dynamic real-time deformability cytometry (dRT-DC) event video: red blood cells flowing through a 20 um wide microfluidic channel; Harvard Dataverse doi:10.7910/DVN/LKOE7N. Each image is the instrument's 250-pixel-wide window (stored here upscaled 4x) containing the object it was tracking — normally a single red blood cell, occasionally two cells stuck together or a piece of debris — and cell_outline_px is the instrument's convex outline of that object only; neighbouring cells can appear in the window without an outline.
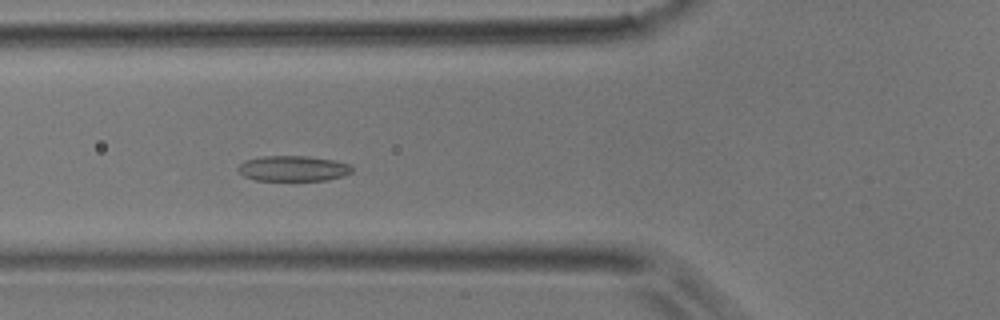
{"species": "common noctule bat (a hibernating species)", "species_latin": "Nyctalus noctula", "temperature_condition": "room temperature", "stored_images_in_passage": 47, "camera_frame_rate_fps": 3000, "um_per_image_px": 0.085, "animal": {"sex": "male", "body_mass_g": 17.9}, "frame": {"image": 1, "passage_image": 17, "time_ms": 5.333, "image_size_px": [1000, 320], "cell_outline_px": [[352, 172], [328, 180], [256, 180], [244, 176], [236, 168], [244, 160], [264, 156], [308, 156], [332, 160], [348, 164], [352, 168]], "centroid_in_image_um": [24.87, 14.31], "position_along_channel_um": 100.9, "area_um2": 16.7}}
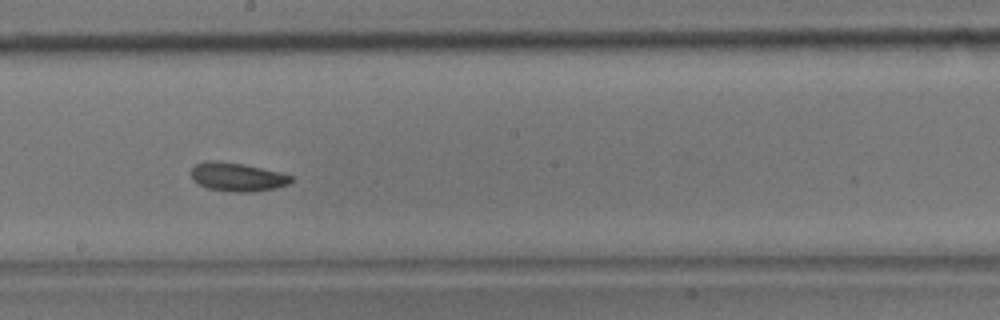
{"frame": {"image": 2, "passage_image": 26, "time_ms": 8.333, "image_size_px": [1000, 320], "cell_outline_px": [[292, 180], [288, 184], [276, 188], [252, 192], [232, 192], [208, 188], [200, 184], [192, 176], [192, 168], [196, 164], [204, 160], [216, 160], [244, 164], [280, 172], [292, 176]], "centroid_in_image_um": [20.19, 15.03], "position_along_channel_um": 228.0, "area_um2": 16.59}}
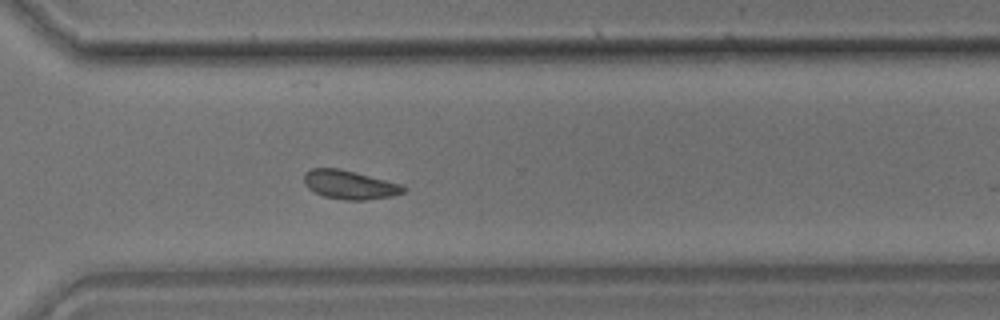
{"frame": {"image": 3, "passage_image": 34, "time_ms": 11.0, "image_size_px": [1000, 320], "cell_outline_px": [[408, 188], [404, 192], [392, 196], [364, 200], [344, 200], [324, 196], [308, 188], [304, 184], [304, 172], [312, 168], [340, 168], [400, 184]], "centroid_in_image_um": [29.7, 15.7], "position_along_channel_um": 340.9, "area_um2": 16.59}}